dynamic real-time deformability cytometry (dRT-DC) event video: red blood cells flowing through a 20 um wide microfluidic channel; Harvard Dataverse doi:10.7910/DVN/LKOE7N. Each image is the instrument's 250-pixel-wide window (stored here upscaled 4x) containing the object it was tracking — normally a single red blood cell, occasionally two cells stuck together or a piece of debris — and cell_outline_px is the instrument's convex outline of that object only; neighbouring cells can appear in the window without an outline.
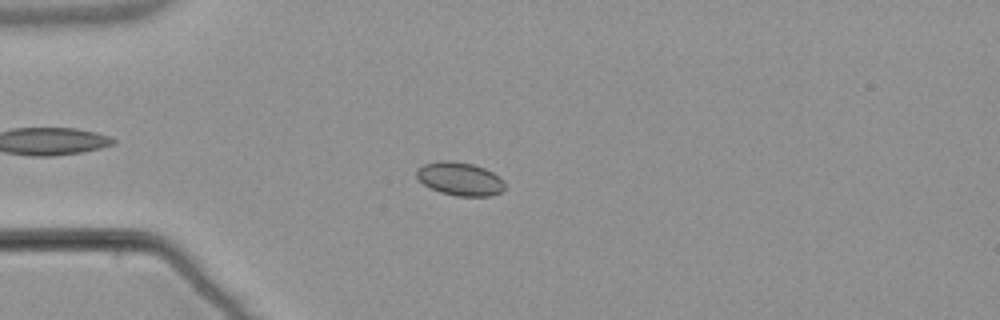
{"species": "common noctule bat (a hibernating species)", "species_latin": "Nyctalus noctula", "temperature_condition": "warm", "stored_images_in_passage": 55, "camera_frame_rate_fps": 3000, "um_per_image_px": 0.085, "animal": {"sex": "male", "body_mass_g": 21.5, "forearm_length_mm": 52.0}, "frame": {"image": 1, "passage_image": 15, "time_ms": 4.667, "image_size_px": [1000, 320], "cell_outline_px": [[504, 188], [500, 192], [492, 196], [456, 196], [440, 192], [424, 184], [416, 176], [416, 168], [424, 164], [440, 160], [452, 160], [472, 164], [484, 168], [500, 176], [504, 180]], "centroid_in_image_um": [39.09, 15.19], "position_along_channel_um": 45.9, "area_um2": 17.22}}
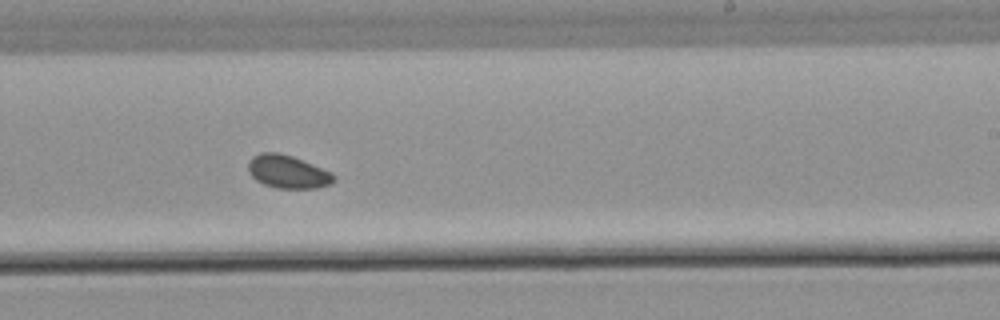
{"frame": {"image": 2, "passage_image": 34, "time_ms": 11.0, "image_size_px": [1000, 320], "cell_outline_px": [[336, 180], [332, 184], [316, 188], [276, 188], [264, 184], [256, 180], [252, 176], [248, 168], [248, 164], [252, 156], [260, 152], [276, 152], [292, 156], [332, 172], [336, 176]], "centroid_in_image_um": [24.48, 14.6], "position_along_channel_um": 264.5, "area_um2": 16.53}}
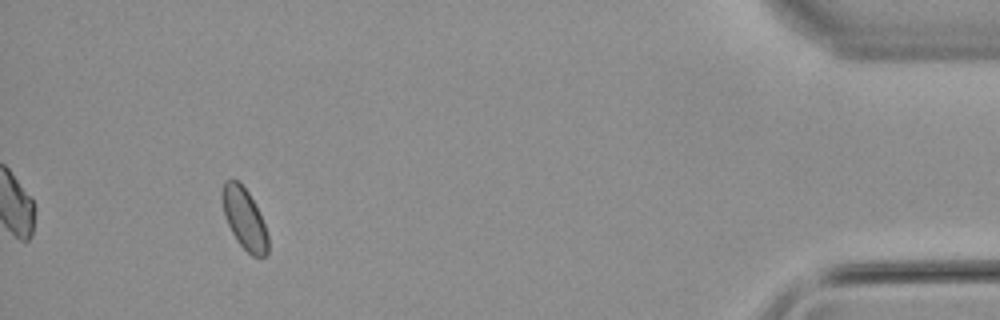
{"frame": {"image": 3, "passage_image": 51, "time_ms": 16.667, "image_size_px": [1000, 320], "cell_outline_px": [[268, 252], [264, 256], [252, 256], [236, 240], [224, 216], [220, 196], [220, 192], [224, 180], [236, 180], [248, 192], [264, 224], [268, 236]], "centroid_in_image_um": [20.73, 18.57], "position_along_channel_um": 414.5, "area_um2": 16.13}, "authors_computed_cell_mechanics": {"area_um2": 16.5308, "velocity_mm_per_s": 3.7791, "shape_relaxation_time_tau1_ms": null, "shape_relaxation_time_tau2_ms": 3.6811, "deformation_change_tau1": null, "deformation_change_tau2": 0.0487}}